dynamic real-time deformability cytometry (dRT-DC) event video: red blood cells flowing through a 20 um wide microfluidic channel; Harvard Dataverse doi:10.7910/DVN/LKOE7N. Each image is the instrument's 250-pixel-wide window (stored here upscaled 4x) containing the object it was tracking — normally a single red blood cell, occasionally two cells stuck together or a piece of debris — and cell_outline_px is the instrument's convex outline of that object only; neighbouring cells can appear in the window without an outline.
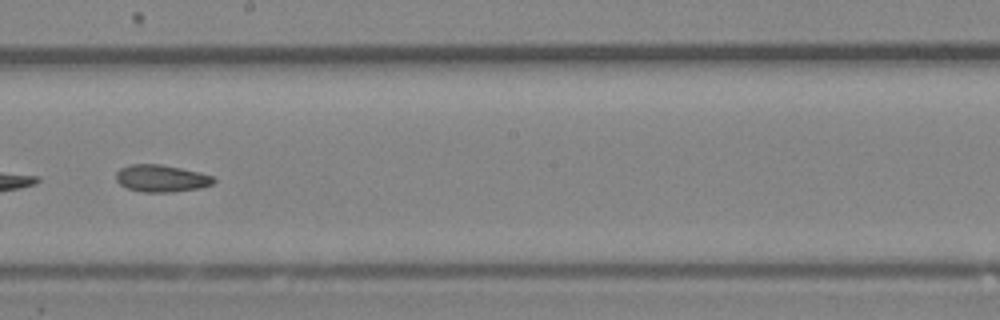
{"species": "Egyptian fruit bat (a non-hibernating species)", "species_latin": "Rousettus aegyptiacus", "temperature_condition": "room temperature", "stored_images_in_passage": 36, "camera_frame_rate_fps": 3000, "um_per_image_px": 0.085, "animal": {"sex": "female"}, "frame": {"image": 1, "passage_image": 21, "time_ms": 6.667, "image_size_px": [1000, 320], "cell_outline_px": [[216, 180], [212, 184], [200, 188], [172, 192], [144, 192], [128, 188], [120, 184], [116, 180], [116, 172], [120, 168], [128, 164], [160, 164], [200, 172], [212, 176]], "centroid_in_image_um": [13.7, 15.15], "position_along_channel_um": 234.5, "area_um2": 15.43}}